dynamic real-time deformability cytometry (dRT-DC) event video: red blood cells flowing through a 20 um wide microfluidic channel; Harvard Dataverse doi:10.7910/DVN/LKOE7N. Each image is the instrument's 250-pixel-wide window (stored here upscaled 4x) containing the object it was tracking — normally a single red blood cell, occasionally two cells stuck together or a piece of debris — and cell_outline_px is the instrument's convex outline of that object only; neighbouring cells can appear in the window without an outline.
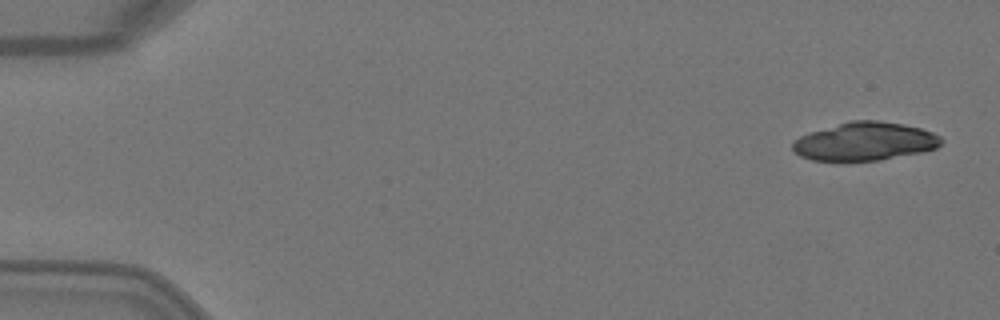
{"species": "Egyptian fruit bat (a non-hibernating species)", "species_latin": "Rousettus aegyptiacus", "temperature_condition": "warm", "stored_images_in_passage": 7, "camera_frame_rate_fps": 3000, "um_per_image_px": 0.085, "animal": {"sex": "female"}, "frame": {"image": 1, "passage_image": 1, "time_ms": 0.0, "image_size_px": [1000, 320], "cell_outline_px": [[944, 140], [936, 148], [920, 152], [880, 160], [848, 164], [840, 164], [812, 160], [800, 156], [792, 148], [792, 144], [800, 136], [812, 132], [852, 120], [880, 120], [904, 124], [920, 128], [932, 132], [940, 136]], "centroid_in_image_um": [73.49, 12.07], "position_along_channel_um": 11.5, "area_um2": 33.81}}